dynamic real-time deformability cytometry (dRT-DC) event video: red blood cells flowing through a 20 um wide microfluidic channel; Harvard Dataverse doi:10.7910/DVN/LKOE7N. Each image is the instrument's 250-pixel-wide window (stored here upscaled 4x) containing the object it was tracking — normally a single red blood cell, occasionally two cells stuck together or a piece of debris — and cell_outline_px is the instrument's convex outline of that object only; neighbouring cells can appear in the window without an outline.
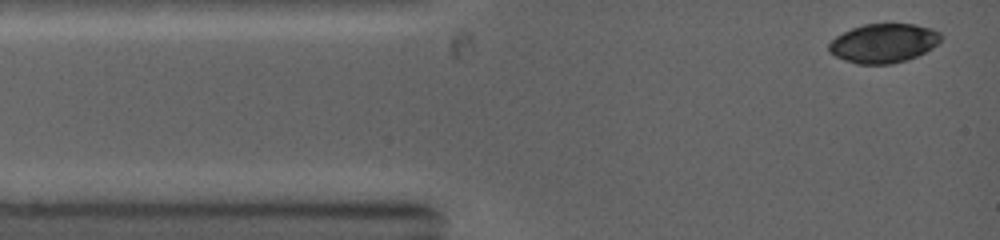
{"species": "common noctule bat (a hibernating species)", "species_latin": "Nyctalus noctula", "temperature_condition": "warm", "stored_images_in_passage": 28, "camera_frame_rate_fps": 5000, "um_per_image_px": 0.085, "animal": {"sex": "female", "body_mass_g": 19.0, "forearm_length_mm": 53.3}, "frame": {"image": 1, "passage_image": 1, "time_ms": 0.0, "image_size_px": [1000, 240], "cell_outline_px": [[944, 36], [932, 48], [908, 60], [892, 64], [856, 64], [844, 60], [828, 52], [828, 44], [836, 36], [852, 28], [864, 24], [916, 24], [932, 28], [940, 32]], "centroid_in_image_um": [75.11, 3.67], "position_along_channel_um": 9.9, "area_um2": 25.66}}
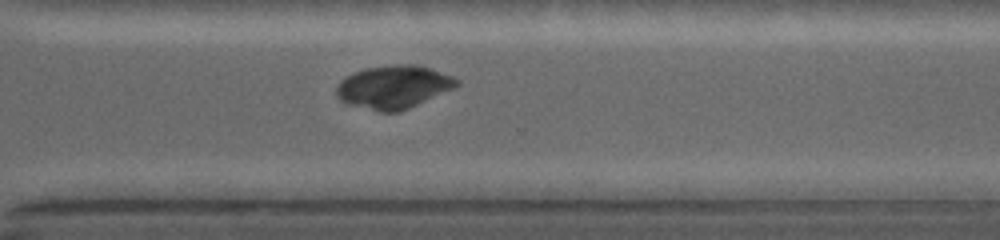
{"frame": {"image": 2, "passage_image": 22, "time_ms": 8.4, "image_size_px": [1000, 240], "cell_outline_px": [[460, 84], [456, 88], [408, 108], [396, 112], [380, 112], [348, 104], [340, 100], [336, 96], [336, 88], [340, 80], [364, 68], [392, 64], [416, 64], [452, 76], [460, 80]], "centroid_in_image_um": [33.46, 7.39], "position_along_channel_um": 337.1, "area_um2": 30.23}}
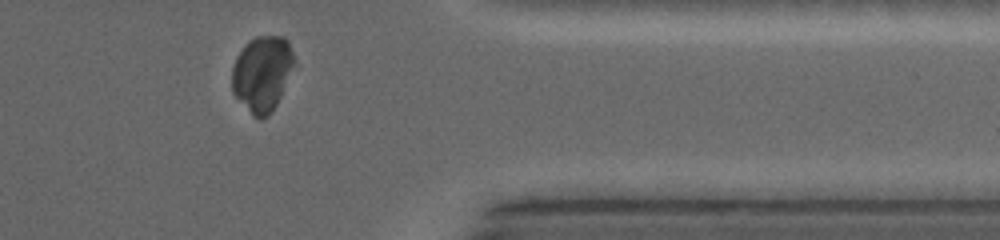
{"frame": {"image": 3, "passage_image": 26, "time_ms": 9.8, "image_size_px": [1000, 240], "cell_outline_px": [[292, 64], [280, 96], [276, 104], [268, 116], [260, 120], [252, 116], [232, 92], [232, 68], [236, 56], [248, 40], [256, 36], [280, 36], [288, 40], [292, 52]], "centroid_in_image_um": [22.22, 6.26], "position_along_channel_um": 389.2, "area_um2": 26.93}}